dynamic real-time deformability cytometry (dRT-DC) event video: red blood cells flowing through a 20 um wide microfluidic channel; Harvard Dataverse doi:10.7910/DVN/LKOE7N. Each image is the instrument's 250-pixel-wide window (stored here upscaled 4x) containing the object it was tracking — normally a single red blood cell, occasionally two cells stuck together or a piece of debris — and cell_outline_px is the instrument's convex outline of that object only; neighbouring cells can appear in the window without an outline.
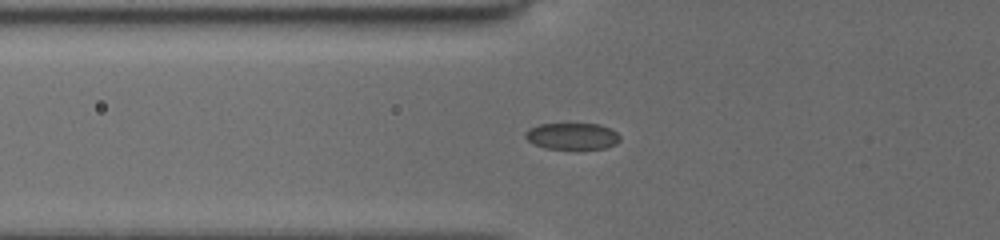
{"species": "common noctule bat (a hibernating species)", "species_latin": "Nyctalus noctula", "temperature_condition": "cold", "stored_images_in_passage": 40, "camera_frame_rate_fps": 3000, "um_per_image_px": 0.085, "animal": {"sex": "female", "body_mass_g": 19.5, "forearm_length_mm": 54.1}, "frame": {"image": 1, "passage_image": 3, "time_ms": 0.333, "image_size_px": [1000, 240], "cell_outline_px": [[620, 140], [616, 144], [604, 148], [544, 148], [532, 144], [524, 136], [524, 132], [528, 128], [540, 124], [568, 120], [600, 124], [612, 128], [620, 136]], "centroid_in_image_um": [48.61, 11.5], "position_along_channel_um": 77.2, "area_um2": 15.55}}
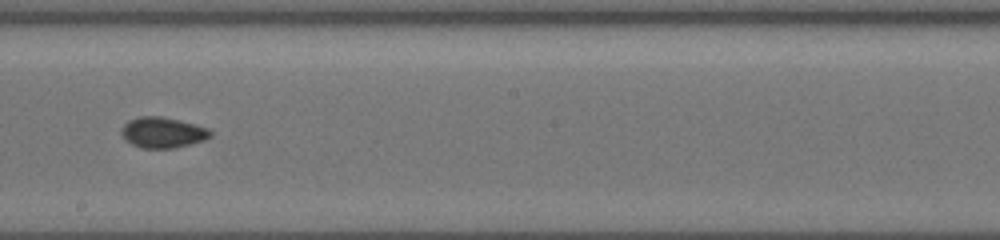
{"frame": {"image": 2, "passage_image": 22, "time_ms": 4.333, "image_size_px": [1000, 240], "cell_outline_px": [[212, 136], [204, 140], [172, 148], [140, 148], [132, 144], [120, 132], [120, 128], [128, 120], [140, 116], [164, 116], [196, 124], [208, 128], [212, 132]], "centroid_in_image_um": [13.83, 11.24], "position_along_channel_um": 234.4, "area_um2": 15.95}}
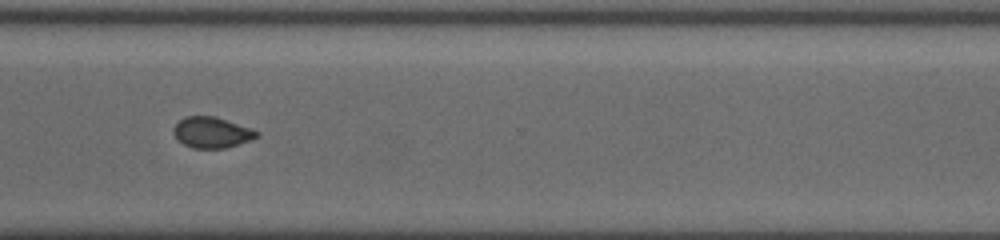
{"frame": {"image": 3, "passage_image": 39, "time_ms": 7.333, "image_size_px": [1000, 240], "cell_outline_px": [[260, 136], [224, 148], [192, 148], [184, 144], [172, 132], [172, 128], [184, 116], [216, 116], [260, 132]], "centroid_in_image_um": [17.98, 11.24], "position_along_channel_um": 352.6, "area_um2": 14.74}}